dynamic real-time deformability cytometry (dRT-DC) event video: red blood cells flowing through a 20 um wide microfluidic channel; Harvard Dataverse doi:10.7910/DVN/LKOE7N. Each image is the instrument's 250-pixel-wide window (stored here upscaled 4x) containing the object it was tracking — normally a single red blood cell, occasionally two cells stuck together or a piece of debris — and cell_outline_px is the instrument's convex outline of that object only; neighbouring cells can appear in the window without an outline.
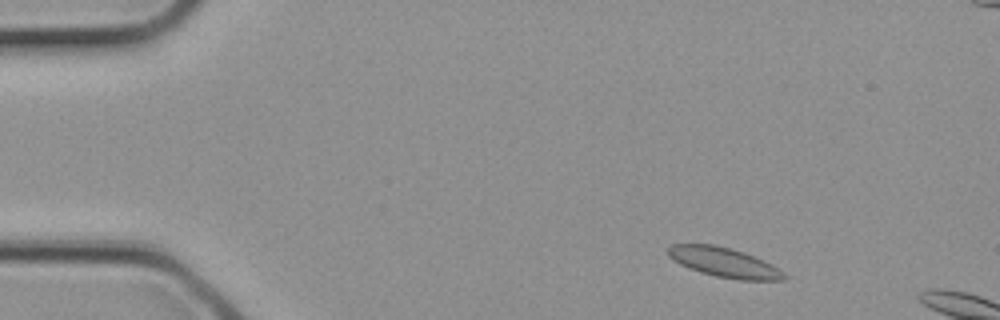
{"species": "common noctule bat (a hibernating species)", "species_latin": "Nyctalus noctula", "temperature_condition": "cold", "stored_images_in_passage": 6, "camera_frame_rate_fps": 3000, "um_per_image_px": 0.085, "animal": {"sex": "female", "body_mass_g": 21.9}, "frame": {"image": 1, "passage_image": 3, "time_ms": 0.667, "image_size_px": [1000, 320], "cell_outline_px": [[788, 276], [784, 280], [740, 280], [716, 276], [700, 272], [688, 268], [680, 264], [668, 256], [668, 248], [672, 244], [712, 244], [732, 248], [744, 252], [772, 264], [784, 272]], "centroid_in_image_um": [61.56, 22.3], "position_along_channel_um": 23.4, "area_um2": 20.06}}